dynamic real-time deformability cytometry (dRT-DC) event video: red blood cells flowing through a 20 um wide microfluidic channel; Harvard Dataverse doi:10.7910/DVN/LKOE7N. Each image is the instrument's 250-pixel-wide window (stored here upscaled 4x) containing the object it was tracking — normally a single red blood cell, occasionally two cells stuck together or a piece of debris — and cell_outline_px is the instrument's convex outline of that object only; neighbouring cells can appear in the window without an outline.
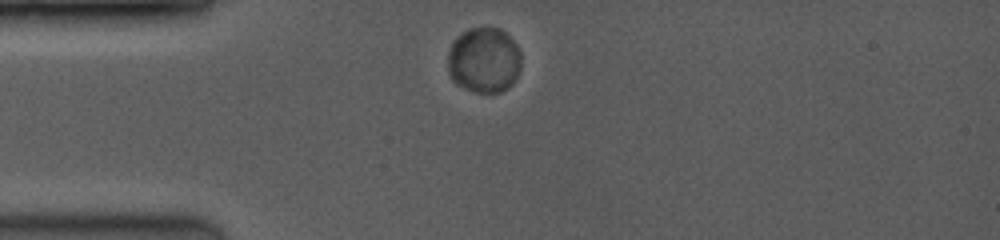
{"species": "common noctule bat (a hibernating species)", "species_latin": "Nyctalus noctula", "temperature_condition": "room temperature", "stored_images_in_passage": 42, "camera_frame_rate_fps": 3500, "um_per_image_px": 0.085, "animal": {"sex": "female", "body_mass_g": 19.0, "forearm_length_mm": 53.3}, "frame": {"image": 1, "passage_image": 1, "time_ms": 0.0, "image_size_px": [1000, 240], "cell_outline_px": [[520, 68], [512, 84], [508, 88], [500, 92], [476, 92], [464, 88], [456, 84], [452, 80], [448, 72], [448, 52], [452, 40], [456, 36], [468, 28], [500, 28], [516, 44], [520, 52]], "centroid_in_image_um": [41.11, 5.11], "position_along_channel_um": 43.9, "area_um2": 28.15}}
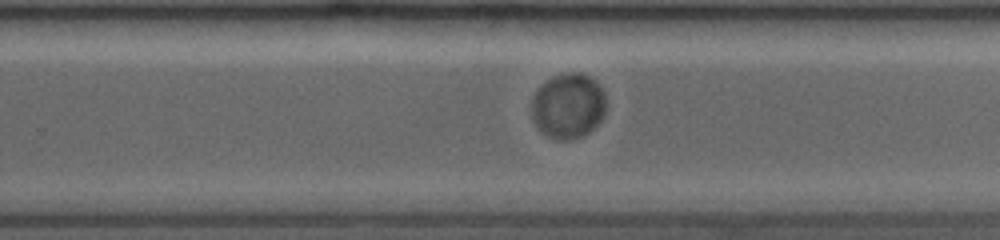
{"frame": {"image": 2, "passage_image": 24, "time_ms": 6.571, "image_size_px": [1000, 240], "cell_outline_px": [[604, 112], [600, 120], [588, 132], [580, 136], [568, 140], [556, 140], [548, 136], [536, 128], [532, 120], [532, 96], [544, 80], [568, 72], [580, 72], [596, 80], [600, 84], [604, 92]], "centroid_in_image_um": [48.26, 8.98], "position_along_channel_um": 281.5, "area_um2": 28.38}}
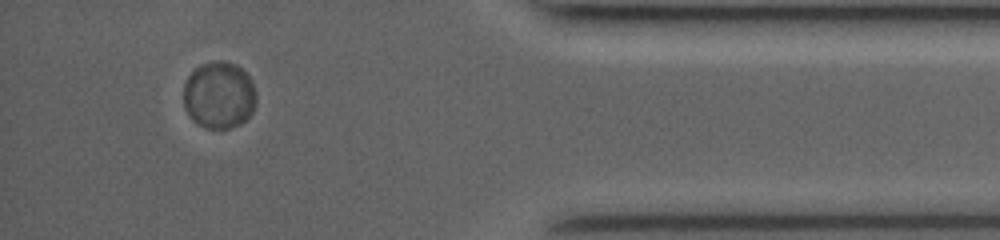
{"frame": {"image": 3, "passage_image": 38, "time_ms": 10.571, "image_size_px": [1000, 240], "cell_outline_px": [[256, 104], [252, 112], [240, 124], [228, 128], [208, 128], [196, 124], [192, 120], [184, 108], [184, 84], [188, 76], [200, 64], [216, 60], [224, 60], [236, 64], [252, 80], [256, 92]], "centroid_in_image_um": [18.62, 8.07], "position_along_channel_um": 416.6, "area_um2": 28.61}}